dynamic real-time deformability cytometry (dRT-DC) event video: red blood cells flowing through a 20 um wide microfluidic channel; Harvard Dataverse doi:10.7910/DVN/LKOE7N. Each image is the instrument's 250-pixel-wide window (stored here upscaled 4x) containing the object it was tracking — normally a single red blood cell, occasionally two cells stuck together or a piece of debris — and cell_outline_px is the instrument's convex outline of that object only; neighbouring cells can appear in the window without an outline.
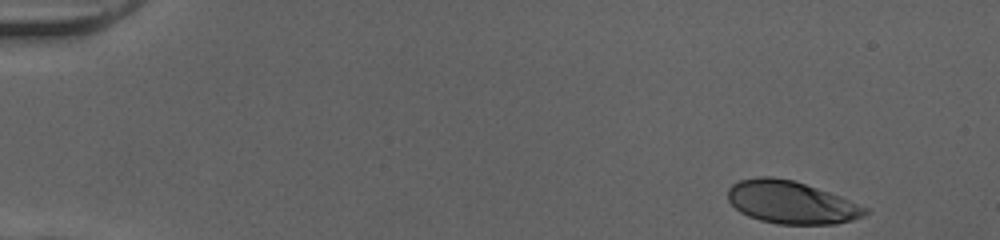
{"species": "human", "species_latin": "Homo sapiens", "temperature_condition": "cold", "stored_images_in_passage": 40, "camera_frame_rate_fps": 3000, "um_per_image_px": 0.085, "donor": {"sex": "female"}, "frame": {"image": 1, "passage_image": 1, "time_ms": 0.0, "image_size_px": [1000, 240], "cell_outline_px": [[868, 212], [864, 216], [852, 220], [836, 224], [780, 224], [760, 220], [748, 216], [740, 212], [728, 200], [728, 188], [732, 184], [740, 180], [756, 176], [772, 176], [792, 180], [840, 196], [868, 208]], "centroid_in_image_um": [67.23, 17.2], "position_along_channel_um": 17.8, "area_um2": 33.99}}
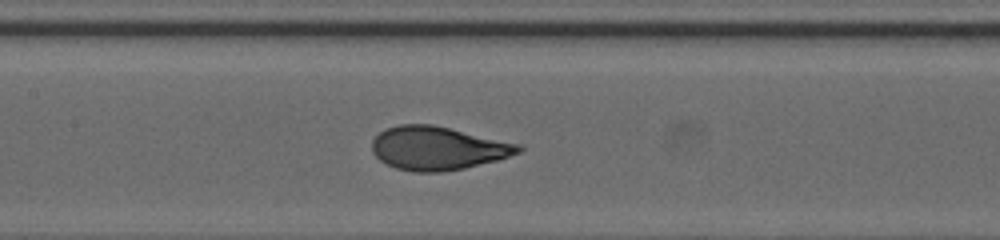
{"frame": {"image": 2, "passage_image": 22, "time_ms": 7.0, "image_size_px": [1000, 240], "cell_outline_px": [[524, 148], [520, 152], [496, 160], [464, 168], [444, 172], [412, 172], [396, 168], [380, 160], [372, 152], [372, 140], [384, 128], [400, 124], [432, 124], [520, 144]], "centroid_in_image_um": [37.18, 12.59], "position_along_channel_um": 170.2, "area_um2": 36.99}}
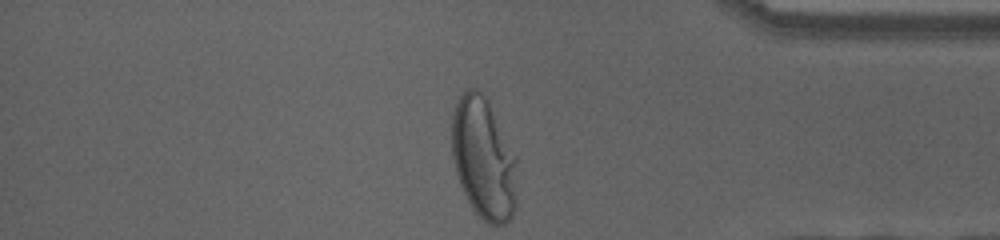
{"frame": {"image": 3, "passage_image": 40, "time_ms": 13.0, "image_size_px": [1000, 240], "cell_outline_px": [[516, 204], [512, 216], [504, 224], [488, 224], [472, 208], [460, 184], [456, 172], [452, 156], [452, 116], [456, 100], [468, 88], [476, 88], [484, 96], [516, 156]], "centroid_in_image_um": [41.09, 13.49], "position_along_channel_um": 394.1, "area_um2": 45.72}, "authors_computed_cell_mechanics": {"area_um2": 36.3273, "velocity_mm_per_s": 4.03, "shape_relaxation_time_tau1_ms": 3.331, "shape_relaxation_time_tau2_ms": null, "deformation_change_tau1": 0.2025, "deformation_change_tau2": null}}